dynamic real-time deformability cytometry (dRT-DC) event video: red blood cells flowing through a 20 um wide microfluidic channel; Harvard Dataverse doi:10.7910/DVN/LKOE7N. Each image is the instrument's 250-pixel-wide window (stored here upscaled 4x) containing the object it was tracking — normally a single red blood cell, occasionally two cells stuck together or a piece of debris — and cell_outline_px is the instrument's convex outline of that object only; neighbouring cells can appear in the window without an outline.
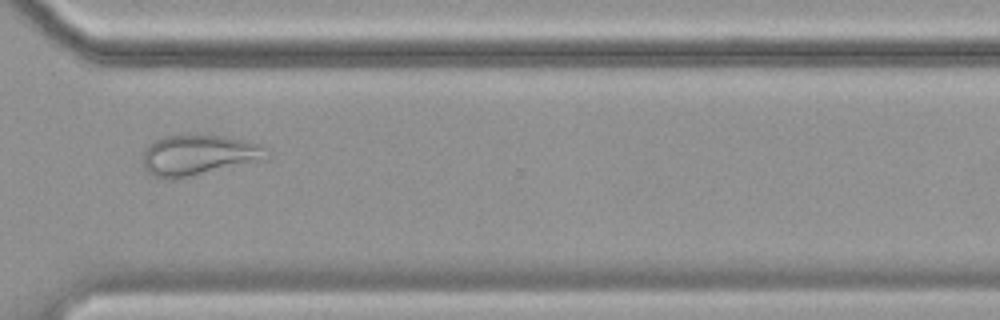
{"species": "common noctule bat (a hibernating species)", "species_latin": "Nyctalus noctula", "temperature_condition": "cold", "stored_images_in_passage": 36, "camera_frame_rate_fps": 3000, "um_per_image_px": 0.085, "animal": {"sex": "female", "body_mass_g": 19.9}, "frame": {"image": 1, "passage_image": 31, "time_ms": 10.0, "image_size_px": [1000, 320], "cell_outline_px": [[272, 152], [264, 160], [176, 180], [168, 180], [152, 176], [144, 168], [144, 148], [152, 140], [164, 136], [224, 136], [248, 140], [260, 144]], "centroid_in_image_um": [16.9, 13.2], "position_along_channel_um": 353.7, "area_um2": 29.71}}